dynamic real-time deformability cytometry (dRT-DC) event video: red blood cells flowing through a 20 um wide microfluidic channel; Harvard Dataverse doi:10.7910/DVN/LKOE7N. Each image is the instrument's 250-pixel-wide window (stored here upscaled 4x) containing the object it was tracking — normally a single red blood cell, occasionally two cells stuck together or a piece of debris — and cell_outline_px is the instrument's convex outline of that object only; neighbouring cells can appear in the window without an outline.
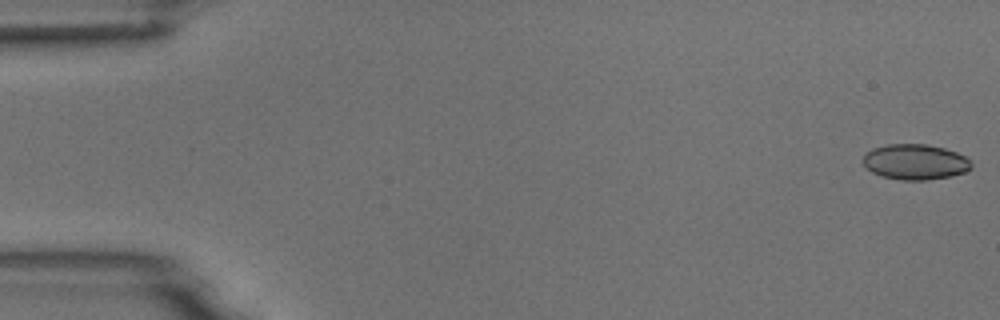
{"species": "common noctule bat (a hibernating species)", "species_latin": "Nyctalus noctula", "temperature_condition": "room temperature", "stored_images_in_passage": 54, "camera_frame_rate_fps": 3000, "um_per_image_px": 0.085, "animal": {"sex": "male", "body_mass_g": 18.8}, "frame": {"image": 1, "passage_image": 1, "time_ms": 0.0, "image_size_px": [1000, 320], "cell_outline_px": [[972, 168], [964, 172], [952, 176], [928, 180], [900, 180], [880, 176], [872, 172], [864, 164], [864, 156], [872, 148], [888, 144], [928, 144], [944, 148], [956, 152], [964, 156], [972, 164]], "centroid_in_image_um": [77.8, 13.77], "position_along_channel_um": 7.2, "area_um2": 22.37}}
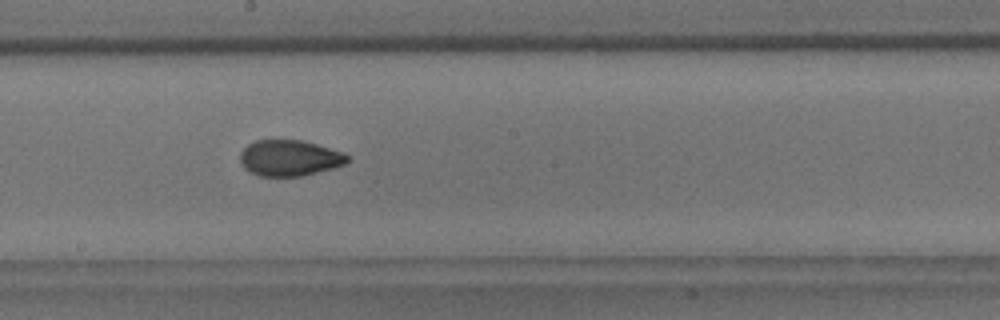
{"frame": {"image": 2, "passage_image": 30, "time_ms": 9.667, "image_size_px": [1000, 320], "cell_outline_px": [[348, 160], [344, 164], [332, 168], [304, 176], [260, 176], [244, 168], [240, 160], [240, 152], [248, 144], [256, 140], [300, 140], [316, 144], [344, 152], [348, 156]], "centroid_in_image_um": [24.6, 13.43], "position_along_channel_um": 223.6, "area_um2": 22.37}}
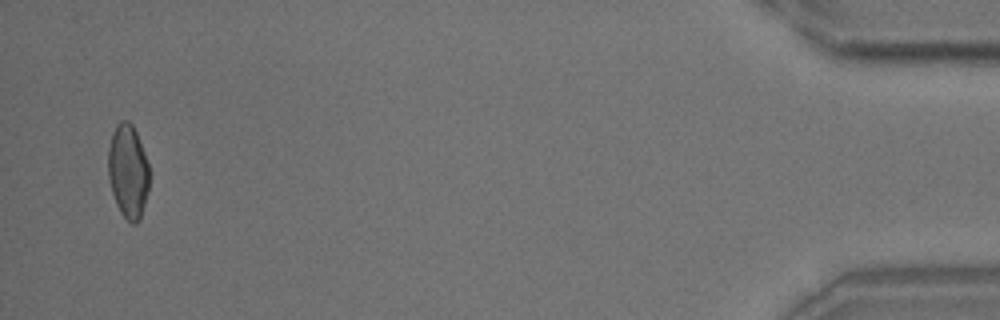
{"frame": {"image": 3, "passage_image": 53, "time_ms": 17.333, "image_size_px": [1000, 320], "cell_outline_px": [[148, 192], [140, 220], [136, 224], [132, 224], [120, 212], [116, 204], [112, 192], [108, 176], [108, 148], [112, 132], [116, 124], [120, 120], [128, 120], [132, 124], [136, 132], [144, 152], [148, 164]], "centroid_in_image_um": [10.87, 14.55], "position_along_channel_um": 424.3, "area_um2": 22.54}, "authors_computed_cell_mechanics": {"area_um2": 22.8599, "velocity_mm_per_s": 3.7173, "shape_relaxation_time_tau1_ms": 5.4814, "shape_relaxation_time_tau2_ms": 1.9277, "deformation_change_tau1": 0.1442, "deformation_change_tau2": 0.0563}}